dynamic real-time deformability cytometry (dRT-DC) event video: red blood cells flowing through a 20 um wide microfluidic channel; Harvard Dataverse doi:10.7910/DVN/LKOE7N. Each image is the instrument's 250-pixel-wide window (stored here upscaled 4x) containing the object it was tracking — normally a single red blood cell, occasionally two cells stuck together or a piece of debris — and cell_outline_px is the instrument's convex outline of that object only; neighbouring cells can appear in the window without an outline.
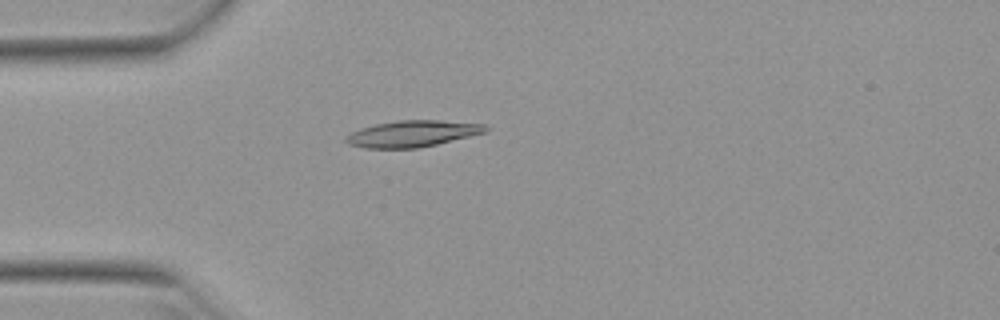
{"species": "Egyptian fruit bat (a non-hibernating species)", "species_latin": "Rousettus aegyptiacus", "temperature_condition": "warm", "stored_images_in_passage": 43, "camera_frame_rate_fps": 3000, "um_per_image_px": 0.085, "animal": {"sex": "female"}, "frame": {"image": 1, "passage_image": 6, "time_ms": 1.667, "image_size_px": [1000, 320], "cell_outline_px": [[488, 128], [484, 132], [436, 144], [416, 148], [364, 148], [348, 144], [344, 140], [344, 136], [360, 128], [376, 124], [396, 120], [440, 120], [484, 124]], "centroid_in_image_um": [34.98, 11.36], "position_along_channel_um": 50.0, "area_um2": 21.27}}
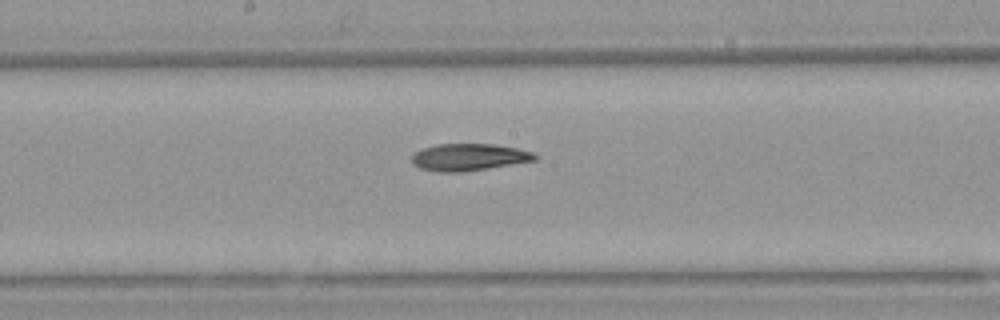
{"frame": {"image": 2, "passage_image": 19, "time_ms": 6.0, "image_size_px": [1000, 320], "cell_outline_px": [[540, 156], [536, 160], [464, 172], [436, 172], [420, 168], [412, 164], [412, 156], [416, 152], [424, 148], [436, 144], [492, 144], [516, 148], [532, 152]], "centroid_in_image_um": [39.85, 13.36], "position_along_channel_um": 208.3, "area_um2": 19.36}}
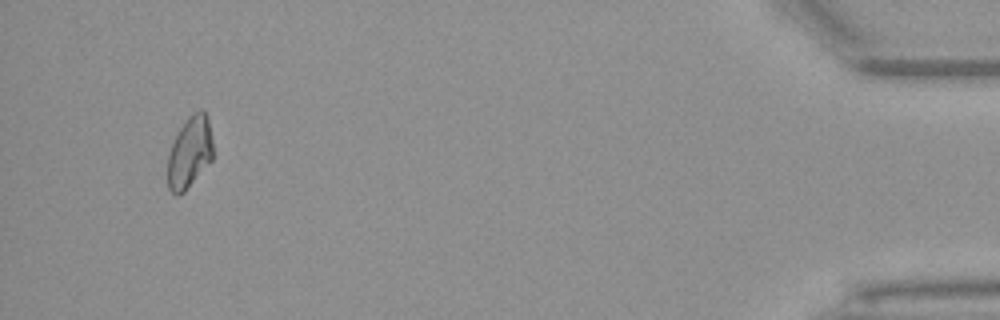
{"frame": {"image": 3, "passage_image": 41, "time_ms": 13.333, "image_size_px": [1000, 320], "cell_outline_px": [[212, 160], [184, 192], [176, 196], [168, 188], [168, 152], [180, 128], [188, 116], [200, 108], [204, 108], [208, 116], [212, 140]], "centroid_in_image_um": [16.13, 12.92], "position_along_channel_um": 419.1, "area_um2": 18.96}}